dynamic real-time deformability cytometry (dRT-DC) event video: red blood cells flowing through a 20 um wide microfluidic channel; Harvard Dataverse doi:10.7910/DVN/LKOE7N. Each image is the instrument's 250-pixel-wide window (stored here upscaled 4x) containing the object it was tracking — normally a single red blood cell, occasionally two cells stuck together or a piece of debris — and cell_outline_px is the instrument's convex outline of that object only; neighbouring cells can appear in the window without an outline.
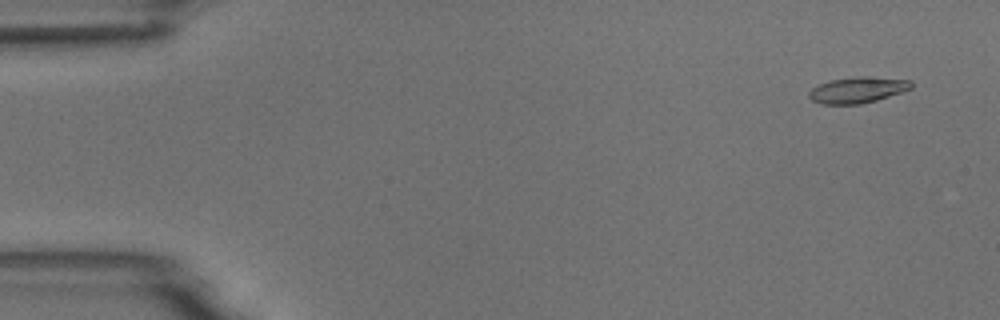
{"species": "common noctule bat (a hibernating species)", "species_latin": "Nyctalus noctula", "temperature_condition": "room temperature", "stored_images_in_passage": 55, "camera_frame_rate_fps": 3000, "um_per_image_px": 0.085, "animal": {"sex": "male", "body_mass_g": 18.8}, "frame": {"image": 1, "passage_image": 4, "time_ms": 1.0, "image_size_px": [1000, 320], "cell_outline_px": [[912, 88], [876, 100], [860, 104], [820, 104], [812, 100], [808, 96], [808, 92], [812, 88], [820, 84], [832, 80], [864, 76], [868, 76], [912, 80]], "centroid_in_image_um": [72.89, 7.65], "position_along_channel_um": 12.1, "area_um2": 15.32}}
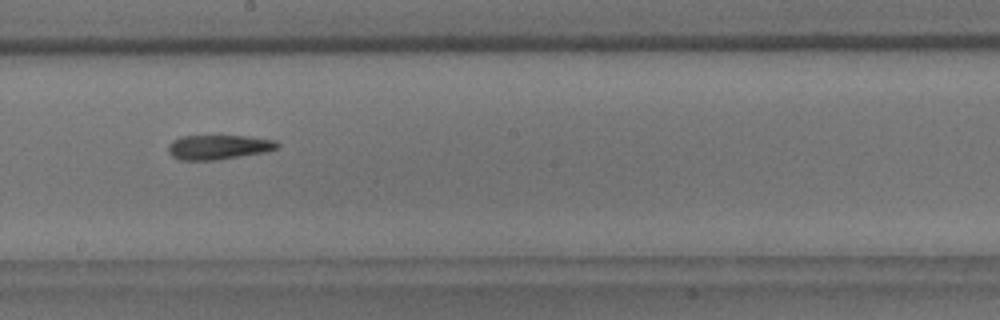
{"frame": {"image": 2, "passage_image": 31, "time_ms": 10.0, "image_size_px": [1000, 320], "cell_outline_px": [[280, 148], [268, 152], [216, 160], [180, 160], [172, 156], [168, 152], [168, 144], [172, 140], [180, 136], [248, 136], [276, 140], [280, 144]], "centroid_in_image_um": [18.61, 12.5], "position_along_channel_um": 229.6, "area_um2": 15.9}}
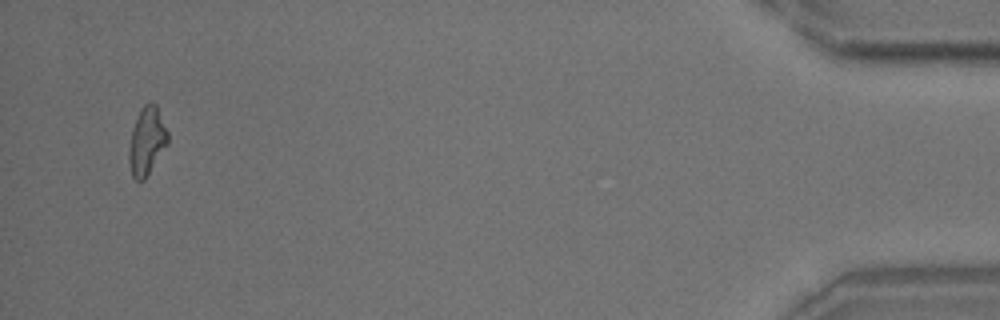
{"frame": {"image": 3, "passage_image": 53, "time_ms": 17.333, "image_size_px": [1000, 320], "cell_outline_px": [[168, 144], [144, 180], [136, 180], [132, 176], [128, 160], [128, 152], [132, 128], [140, 108], [144, 104], [156, 104], [168, 132]], "centroid_in_image_um": [12.47, 12.0], "position_along_channel_um": 422.7, "area_um2": 15.32}, "authors_computed_cell_mechanics": {"area_um2": 15.4904, "velocity_mm_per_s": 3.7319, "shape_relaxation_time_tau1_ms": 8.5598, "shape_relaxation_time_tau2_ms": null, "deformation_change_tau1": 0.2178, "deformation_change_tau2": null}}